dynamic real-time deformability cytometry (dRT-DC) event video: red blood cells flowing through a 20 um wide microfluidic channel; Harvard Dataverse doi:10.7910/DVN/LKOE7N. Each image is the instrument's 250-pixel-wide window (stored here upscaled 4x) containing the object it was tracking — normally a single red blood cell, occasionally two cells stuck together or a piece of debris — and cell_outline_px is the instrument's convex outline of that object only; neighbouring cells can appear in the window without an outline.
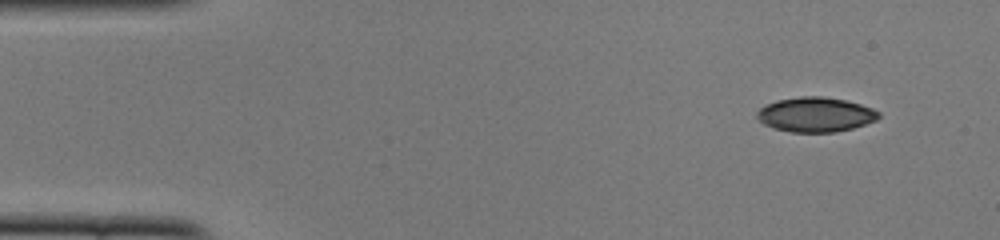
{"species": "common noctule bat (a hibernating species)", "species_latin": "Nyctalus noctula", "temperature_condition": "cold", "stored_images_in_passage": 49, "camera_frame_rate_fps": 3000, "um_per_image_px": 0.085, "animal": {"sex": "female", "body_mass_g": 22.0, "forearm_length_mm": 56.7}, "frame": {"image": 1, "passage_image": 1, "time_ms": 0.0, "image_size_px": [1000, 240], "cell_outline_px": [[880, 116], [876, 120], [852, 128], [836, 132], [792, 132], [772, 128], [764, 124], [756, 116], [756, 112], [760, 108], [776, 100], [800, 96], [820, 96], [844, 100], [860, 104], [872, 108], [880, 112]], "centroid_in_image_um": [69.31, 9.74], "position_along_channel_um": 15.7, "area_um2": 24.51}}
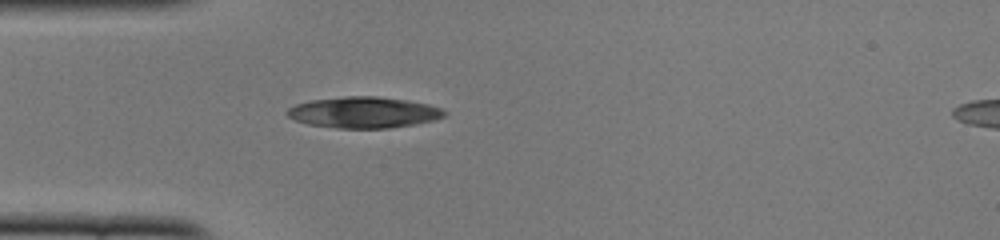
{"frame": {"image": 2, "passage_image": 11, "time_ms": 3.333, "image_size_px": [1000, 240], "cell_outline_px": [[448, 112], [444, 116], [436, 120], [416, 124], [388, 128], [336, 128], [308, 124], [296, 120], [288, 116], [284, 112], [288, 108], [296, 104], [308, 100], [344, 96], [376, 96], [408, 100], [428, 104], [440, 108]], "centroid_in_image_um": [30.91, 9.55], "position_along_channel_um": 54.1, "area_um2": 28.73}}
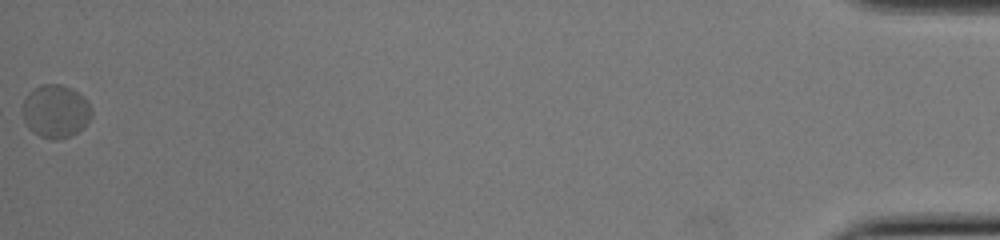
{"frame": {"image": 3, "passage_image": 49, "time_ms": 16.0, "image_size_px": [1000, 240], "cell_outline_px": [[92, 116], [76, 132], [60, 140], [56, 140], [40, 136], [28, 128], [24, 120], [24, 100], [28, 92], [32, 88], [40, 84], [60, 84], [72, 88], [80, 92], [88, 100], [92, 108]], "centroid_in_image_um": [4.74, 9.42], "position_along_channel_um": 430.5, "area_um2": 21.39}}